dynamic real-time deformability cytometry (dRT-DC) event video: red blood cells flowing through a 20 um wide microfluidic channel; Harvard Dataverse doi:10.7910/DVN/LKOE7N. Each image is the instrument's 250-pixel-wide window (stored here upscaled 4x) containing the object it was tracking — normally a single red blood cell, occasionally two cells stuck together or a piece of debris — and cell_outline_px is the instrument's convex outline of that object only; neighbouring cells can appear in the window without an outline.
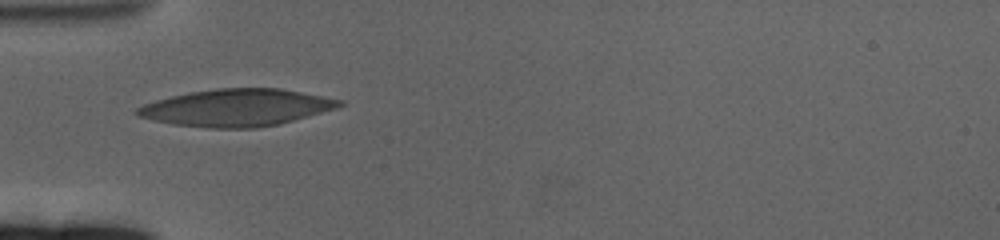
{"species": "human", "species_latin": "Homo sapiens", "temperature_condition": "cold", "stored_images_in_passage": 35, "camera_frame_rate_fps": 3000, "um_per_image_px": 0.085, "donor": {"sex": "female"}, "frame": {"image": 1, "passage_image": 1, "time_ms": 0.0, "image_size_px": [1000, 240], "cell_outline_px": [[344, 104], [336, 108], [292, 120], [276, 124], [256, 128], [208, 128], [172, 124], [152, 120], [136, 116], [132, 112], [136, 108], [144, 104], [156, 100], [188, 92], [216, 88], [280, 88], [344, 100]], "centroid_in_image_um": [20.05, 9.15], "position_along_channel_um": 65.0, "area_um2": 43.7}}
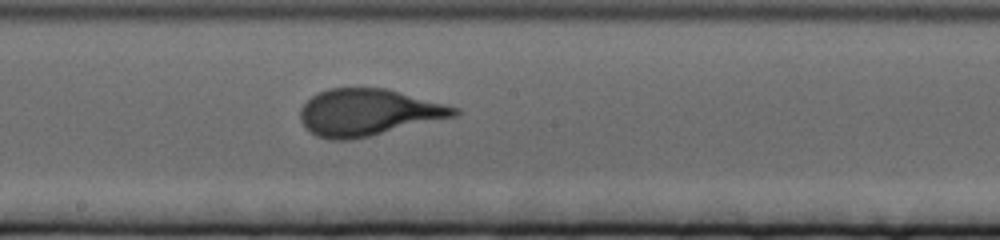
{"frame": {"image": 2, "passage_image": 15, "time_ms": 4.667, "image_size_px": [1000, 240], "cell_outline_px": [[460, 112], [456, 116], [352, 140], [328, 140], [316, 136], [300, 120], [300, 108], [312, 96], [328, 88], [388, 88], [460, 108]], "centroid_in_image_um": [31.31, 9.55], "position_along_channel_um": 216.9, "area_um2": 41.91}}
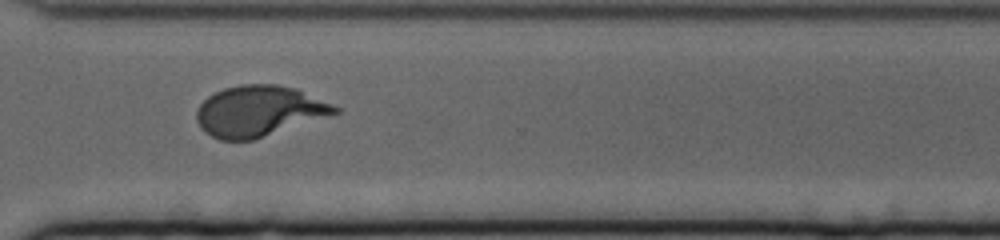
{"frame": {"image": 3, "passage_image": 27, "time_ms": 8.667, "image_size_px": [1000, 240], "cell_outline_px": [[340, 112], [252, 140], [220, 140], [204, 132], [200, 128], [196, 120], [196, 112], [200, 104], [208, 96], [224, 88], [240, 84], [276, 84], [292, 88], [332, 104], [340, 108]], "centroid_in_image_um": [21.95, 9.45], "position_along_channel_um": 348.6, "area_um2": 40.4}, "authors_computed_cell_mechanics": {"area_um2": 41.327, "velocity_mm_per_s": 3.2871, "shape_relaxation_time_tau1_ms": 5.1201, "shape_relaxation_time_tau2_ms": null, "deformation_change_tau1": 0.2072, "deformation_change_tau2": null}}